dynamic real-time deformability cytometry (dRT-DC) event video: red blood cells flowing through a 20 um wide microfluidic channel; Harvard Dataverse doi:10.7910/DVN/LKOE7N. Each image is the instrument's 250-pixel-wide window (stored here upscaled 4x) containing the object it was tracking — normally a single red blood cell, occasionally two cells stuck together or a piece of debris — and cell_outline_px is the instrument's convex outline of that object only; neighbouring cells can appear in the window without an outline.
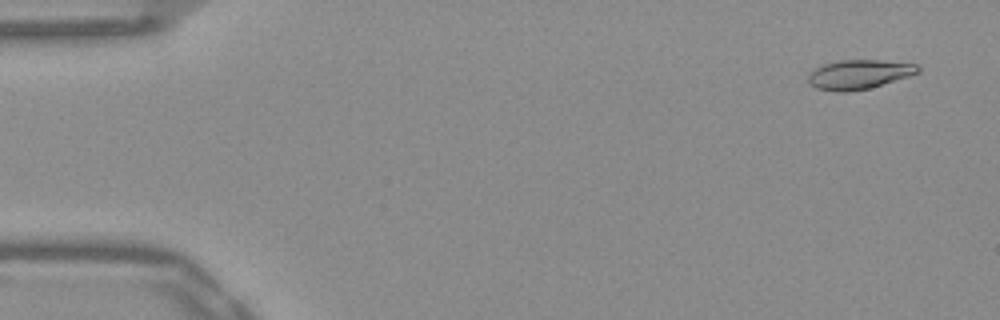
{"species": "Egyptian fruit bat (a non-hibernating species)", "species_latin": "Rousettus aegyptiacus", "temperature_condition": "warm", "stored_images_in_passage": 52, "camera_frame_rate_fps": 3000, "um_per_image_px": 0.085, "frame": {"image": 1, "passage_image": 3, "time_ms": 0.667, "image_size_px": [1000, 320], "cell_outline_px": [[920, 72], [908, 76], [868, 88], [848, 92], [836, 92], [816, 88], [808, 80], [808, 76], [816, 68], [824, 64], [840, 60], [880, 60], [916, 64], [920, 68]], "centroid_in_image_um": [73.01, 6.32], "position_along_channel_um": 12.0, "area_um2": 18.44}}
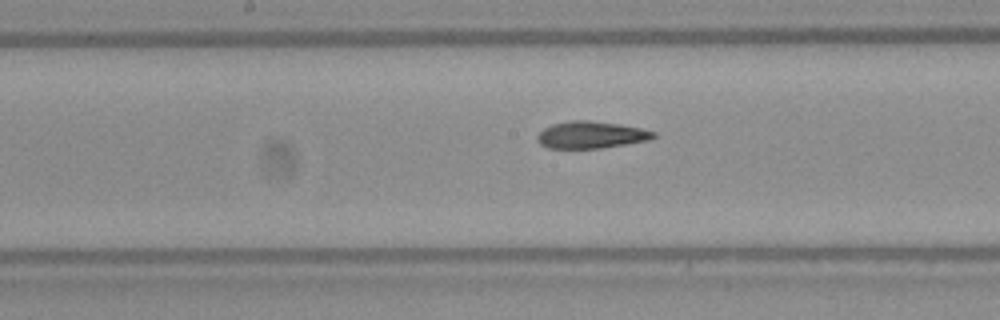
{"frame": {"image": 2, "passage_image": 27, "time_ms": 8.667, "image_size_px": [1000, 320], "cell_outline_px": [[656, 136], [648, 140], [600, 148], [548, 148], [540, 144], [536, 140], [536, 136], [544, 128], [552, 124], [572, 120], [588, 120], [620, 124], [640, 128], [656, 132]], "centroid_in_image_um": [50.21, 11.46], "position_along_channel_um": 198.0, "area_um2": 18.21}}
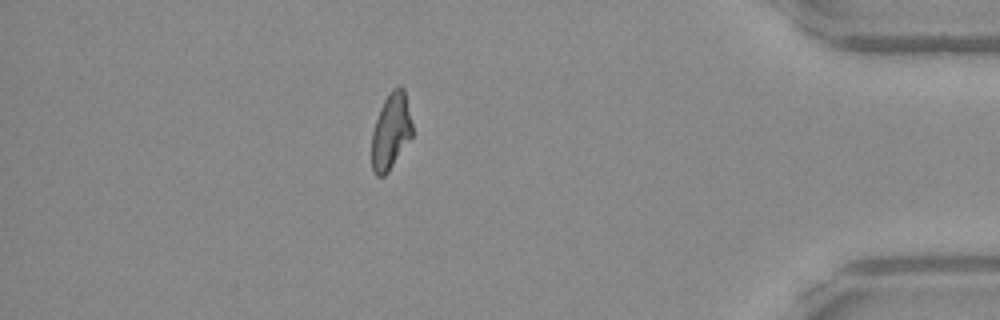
{"frame": {"image": 3, "passage_image": 46, "time_ms": 15.0, "image_size_px": [1000, 320], "cell_outline_px": [[412, 136], [388, 172], [384, 176], [376, 176], [372, 168], [372, 132], [380, 108], [388, 92], [392, 88], [404, 88], [412, 124]], "centroid_in_image_um": [33.22, 11.16], "position_along_channel_um": 402.0, "area_um2": 17.8}, "authors_computed_cell_mechanics": {"area_um2": 18.5249, "velocity_mm_per_s": 3.8805, "shape_relaxation_time_tau1_ms": 8.3069, "shape_relaxation_time_tau2_ms": 3.081, "deformation_change_tau1": 0.2335, "deformation_change_tau2": 0.0921}}